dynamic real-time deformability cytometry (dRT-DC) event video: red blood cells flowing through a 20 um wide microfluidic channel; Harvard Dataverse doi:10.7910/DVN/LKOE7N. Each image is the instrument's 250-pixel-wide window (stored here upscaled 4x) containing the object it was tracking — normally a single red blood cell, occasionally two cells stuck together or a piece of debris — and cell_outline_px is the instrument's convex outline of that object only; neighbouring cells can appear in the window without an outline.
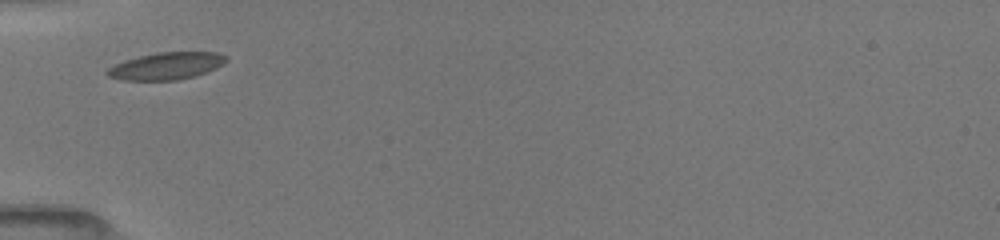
{"species": "common noctule bat (a hibernating species)", "species_latin": "Nyctalus noctula", "temperature_condition": "room temperature", "stored_images_in_passage": 2, "camera_frame_rate_fps": 3000, "um_per_image_px": 0.085, "animal": {"sex": "female", "body_mass_g": 19.5, "forearm_length_mm": 54.1}, "frame": {"image": 1, "passage_image": 1, "time_ms": 0.0, "image_size_px": [1000, 240], "cell_outline_px": [[228, 60], [224, 64], [216, 68], [192, 76], [176, 80], [120, 80], [108, 76], [104, 72], [108, 68], [124, 60], [156, 52], [216, 52], [228, 56]], "centroid_in_image_um": [14.13, 5.6], "position_along_channel_um": 70.9, "area_um2": 18.79}}